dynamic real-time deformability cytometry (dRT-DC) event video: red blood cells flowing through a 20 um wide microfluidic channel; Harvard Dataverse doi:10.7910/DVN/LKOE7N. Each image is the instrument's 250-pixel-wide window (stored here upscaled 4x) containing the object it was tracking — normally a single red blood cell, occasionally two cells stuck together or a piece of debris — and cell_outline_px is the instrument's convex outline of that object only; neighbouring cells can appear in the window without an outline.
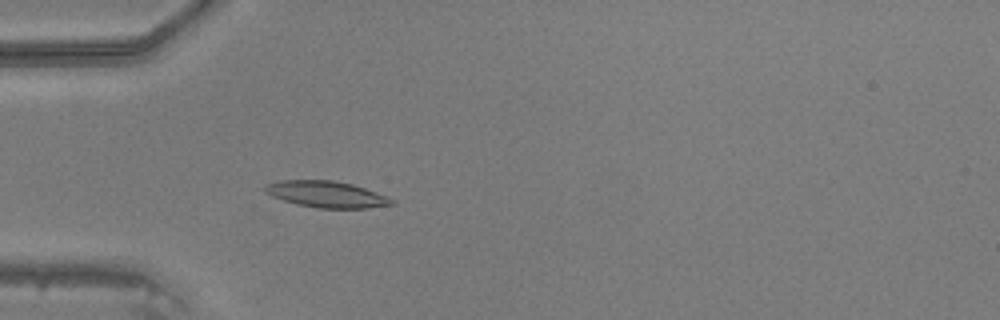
{"species": "common noctule bat (a hibernating species)", "species_latin": "Nyctalus noctula", "temperature_condition": "warm", "stored_images_in_passage": 42, "camera_frame_rate_fps": 3000, "um_per_image_px": 0.085, "animal": {"sex": "male", "body_mass_g": 20.5, "forearm_length_mm": 52.5}, "frame": {"image": 1, "passage_image": 9, "time_ms": 2.667, "image_size_px": [1000, 320], "cell_outline_px": [[396, 204], [368, 208], [316, 208], [296, 204], [272, 196], [264, 192], [264, 184], [280, 180], [332, 180], [352, 184], [376, 192], [396, 200]], "centroid_in_image_um": [27.75, 16.51], "position_along_channel_um": 57.3, "area_um2": 19.59}}
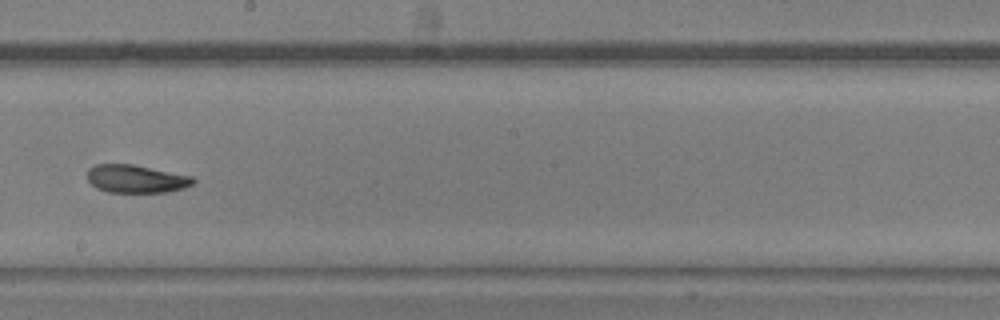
{"frame": {"image": 2, "passage_image": 22, "time_ms": 7.0, "image_size_px": [1000, 320], "cell_outline_px": [[196, 180], [192, 184], [184, 188], [168, 192], [108, 192], [96, 188], [88, 180], [88, 168], [96, 164], [132, 164], [192, 176]], "centroid_in_image_um": [11.57, 15.2], "position_along_channel_um": 236.6, "area_um2": 17.22}}
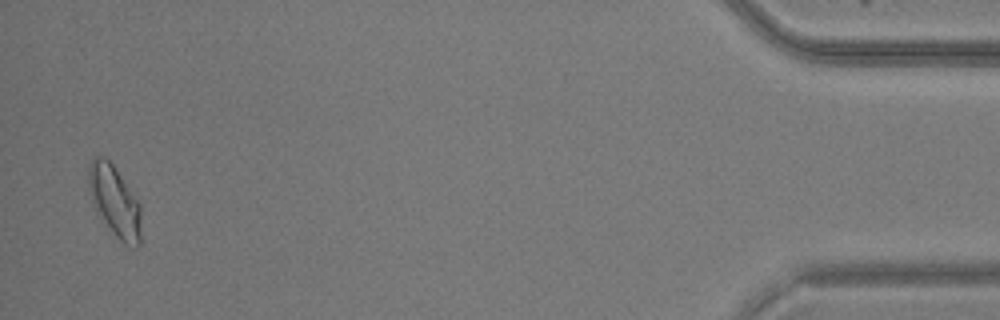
{"frame": {"image": 3, "passage_image": 41, "time_ms": 13.333, "image_size_px": [1000, 320], "cell_outline_px": [[140, 244], [136, 248], [132, 248], [124, 244], [112, 232], [100, 216], [92, 200], [88, 184], [88, 164], [96, 156], [104, 156], [112, 164], [140, 204]], "centroid_in_image_um": [9.74, 17.12], "position_along_channel_um": 425.5, "area_um2": 21.39}}